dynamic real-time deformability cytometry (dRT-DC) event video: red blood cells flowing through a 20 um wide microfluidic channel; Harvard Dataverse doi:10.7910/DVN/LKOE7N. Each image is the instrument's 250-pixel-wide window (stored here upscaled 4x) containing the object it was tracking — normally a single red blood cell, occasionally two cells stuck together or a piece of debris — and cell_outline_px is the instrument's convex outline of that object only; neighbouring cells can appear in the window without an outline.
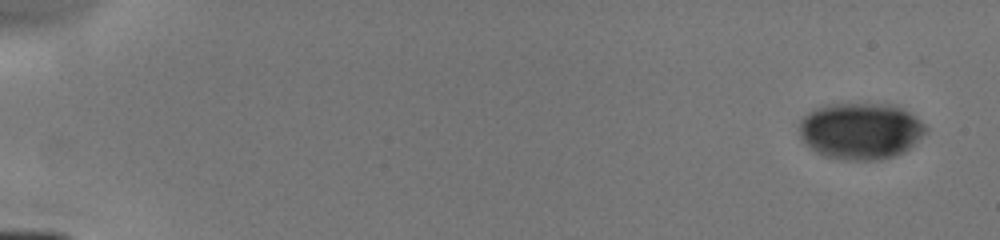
{"species": "human", "species_latin": "Homo sapiens", "temperature_condition": "cold", "stored_images_in_passage": 7, "camera_frame_rate_fps": 3000, "um_per_image_px": 0.085, "donor": {"sex": "male"}, "frame": {"image": 1, "passage_image": 1, "time_ms": 0.0, "image_size_px": [1000, 240], "cell_outline_px": [[928, 128], [904, 152], [896, 156], [880, 160], [844, 160], [824, 156], [816, 152], [800, 136], [800, 120], [808, 112], [816, 108], [828, 104], [892, 104], [908, 112], [924, 124]], "centroid_in_image_um": [73.13, 11.14], "position_along_channel_um": 11.9, "area_um2": 41.33}}
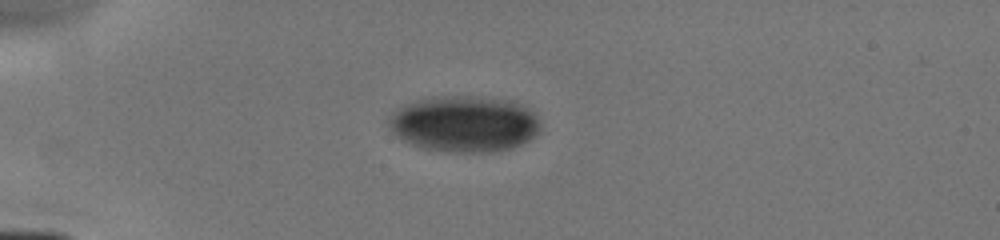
{"frame": {"image": 2, "passage_image": 6, "time_ms": 4.0, "image_size_px": [1000, 240], "cell_outline_px": [[540, 128], [536, 136], [512, 148], [492, 152], [448, 152], [420, 148], [396, 136], [392, 132], [388, 124], [388, 120], [392, 112], [404, 104], [416, 100], [436, 96], [472, 96], [508, 100], [520, 104], [528, 108], [536, 116], [540, 124]], "centroid_in_image_um": [39.44, 10.53], "position_along_channel_um": 45.6, "area_um2": 49.88}}